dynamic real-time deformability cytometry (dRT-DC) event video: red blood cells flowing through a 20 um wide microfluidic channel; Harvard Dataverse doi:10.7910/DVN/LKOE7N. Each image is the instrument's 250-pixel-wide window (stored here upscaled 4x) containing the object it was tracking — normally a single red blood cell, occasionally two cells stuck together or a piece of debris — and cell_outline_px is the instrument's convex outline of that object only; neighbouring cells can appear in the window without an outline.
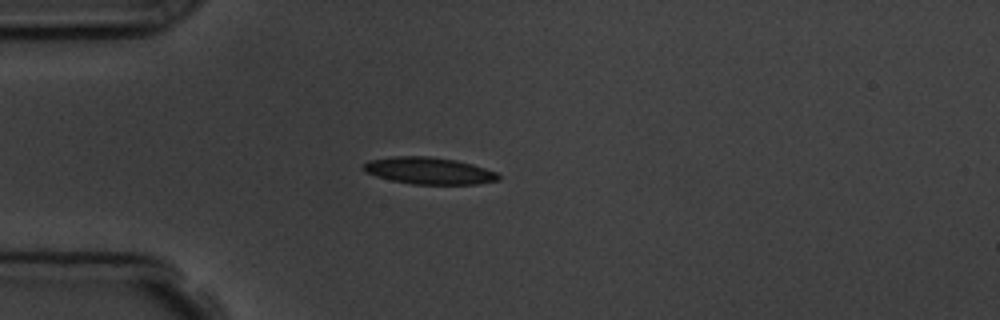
{"species": "common noctule bat (a hibernating species)", "species_latin": "Nyctalus noctula", "temperature_condition": "room temperature", "stored_images_in_passage": 2, "camera_frame_rate_fps": 3000, "um_per_image_px": 0.085, "animal": {"sex": "male", "body_mass_g": 19.5, "forearm_length_mm": 54.6}, "frame": {"image": 1, "passage_image": 1, "time_ms": 0.0, "image_size_px": [1000, 320], "cell_outline_px": [[500, 176], [496, 180], [476, 184], [412, 184], [392, 180], [376, 176], [364, 172], [360, 168], [368, 160], [392, 156], [428, 156], [456, 160], [472, 164], [496, 172]], "centroid_in_image_um": [36.39, 14.5], "position_along_channel_um": 48.6, "area_um2": 21.1}}